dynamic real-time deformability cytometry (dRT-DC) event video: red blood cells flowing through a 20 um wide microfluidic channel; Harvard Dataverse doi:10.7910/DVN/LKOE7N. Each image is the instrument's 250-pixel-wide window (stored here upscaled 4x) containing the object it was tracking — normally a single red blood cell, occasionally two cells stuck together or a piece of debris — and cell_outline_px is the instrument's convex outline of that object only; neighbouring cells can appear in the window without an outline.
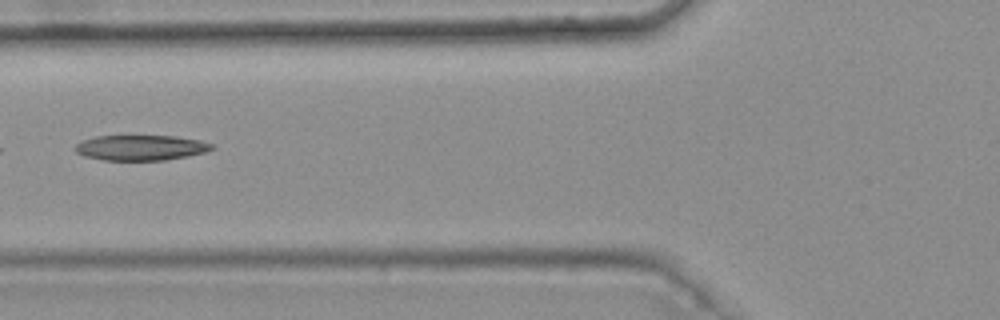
{"species": "common noctule bat (a hibernating species)", "species_latin": "Nyctalus noctula", "temperature_condition": "warm", "stored_images_in_passage": 5, "camera_frame_rate_fps": 3000, "um_per_image_px": 0.085, "animal": {"sex": "female", "body_mass_g": 25.1}, "frame": {"image": 1, "passage_image": 4, "time_ms": 1.0, "image_size_px": [1000, 320], "cell_outline_px": [[216, 148], [204, 152], [188, 156], [164, 160], [104, 160], [84, 156], [76, 152], [72, 148], [80, 140], [96, 136], [176, 136], [200, 140], [212, 144]], "centroid_in_image_um": [11.93, 12.55], "position_along_channel_um": 113.9, "area_um2": 20.29}}
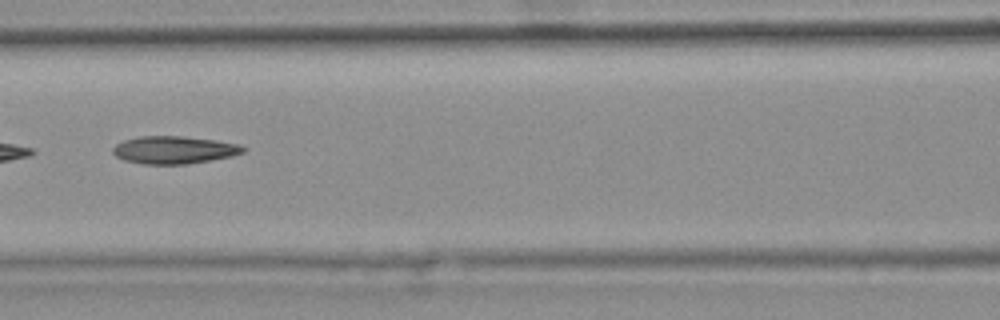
{"frame": {"image": 2, "passage_image": 5, "time_ms": 1.333, "image_size_px": [1000, 320], "cell_outline_px": [[248, 148], [244, 152], [232, 156], [188, 164], [144, 164], [124, 160], [116, 156], [112, 152], [112, 148], [116, 144], [124, 140], [140, 136], [184, 136], [216, 140], [240, 144]], "centroid_in_image_um": [14.82, 12.74], "position_along_channel_um": 151.8, "area_um2": 21.1}}